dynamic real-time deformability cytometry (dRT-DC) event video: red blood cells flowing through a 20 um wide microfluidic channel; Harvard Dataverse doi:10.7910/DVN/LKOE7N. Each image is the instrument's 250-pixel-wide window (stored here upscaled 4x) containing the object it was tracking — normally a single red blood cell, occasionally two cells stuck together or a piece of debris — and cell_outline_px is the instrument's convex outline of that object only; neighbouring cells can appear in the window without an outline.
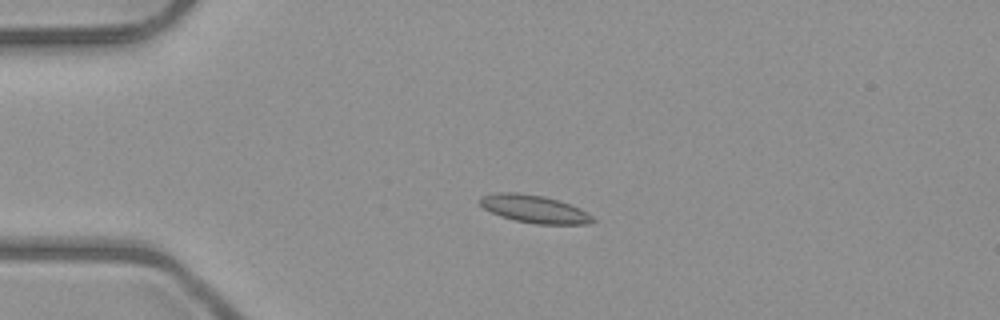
{"species": "common noctule bat (a hibernating species)", "species_latin": "Nyctalus noctula", "temperature_condition": "room temperature", "stored_images_in_passage": 1, "camera_frame_rate_fps": 3000, "um_per_image_px": 0.085, "animal": {"sex": "male", "body_mass_g": 23.1, "forearm_length_mm": 52.7}, "frame": {"image": 1, "passage_image": 1, "time_ms": 0.0, "image_size_px": [1000, 320], "cell_outline_px": [[596, 220], [588, 224], [536, 224], [516, 220], [500, 216], [484, 208], [476, 200], [480, 196], [496, 192], [516, 192], [544, 196], [560, 200], [580, 208], [588, 212]], "centroid_in_image_um": [45.4, 17.75], "position_along_channel_um": 39.6, "area_um2": 18.44}}